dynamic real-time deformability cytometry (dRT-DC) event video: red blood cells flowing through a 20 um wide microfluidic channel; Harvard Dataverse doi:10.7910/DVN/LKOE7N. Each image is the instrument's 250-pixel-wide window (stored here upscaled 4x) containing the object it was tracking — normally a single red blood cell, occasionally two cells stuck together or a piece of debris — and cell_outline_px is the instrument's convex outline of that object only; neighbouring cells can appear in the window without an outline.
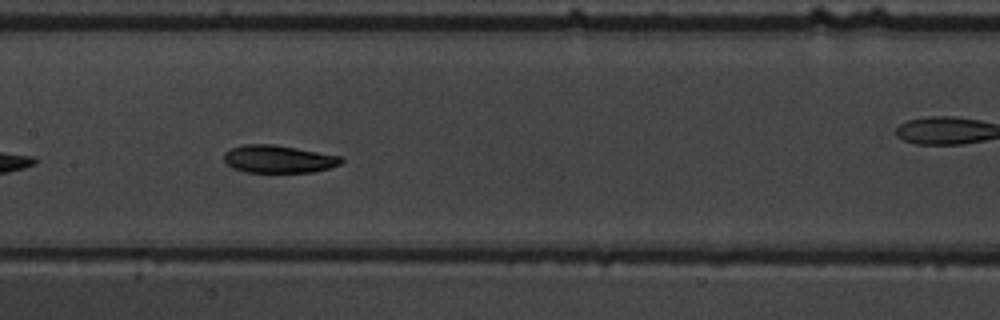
{"species": "common noctule bat (a hibernating species)", "species_latin": "Nyctalus noctula", "temperature_condition": "warm", "stored_images_in_passage": 40, "camera_frame_rate_fps": 3000, "um_per_image_px": 0.085, "animal": {"sex": "male", "body_mass_g": 19.5, "forearm_length_mm": 54.6}, "frame": {"image": 1, "passage_image": 12, "time_ms": 3.667, "image_size_px": [1000, 320], "cell_outline_px": [[344, 160], [340, 164], [328, 168], [312, 172], [244, 172], [232, 168], [224, 160], [224, 152], [232, 148], [244, 144], [272, 144], [344, 156]], "centroid_in_image_um": [23.68, 13.52], "position_along_channel_um": 183.7, "area_um2": 18.96}, "authors_computed_cell_mechanics": {"area_um2": 18.9584, "velocity_mm_per_s": 3.6813, "shape_relaxation_time_tau1_ms": 4.3789, "shape_relaxation_time_tau2_ms": 2.8718, "deformation_change_tau1": 0.119, "deformation_change_tau2": 0.0773}}